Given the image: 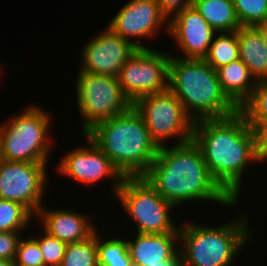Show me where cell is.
Segmentation results:
<instances>
[{
  "instance_id": "cell-7",
  "label": "cell",
  "mask_w": 267,
  "mask_h": 266,
  "mask_svg": "<svg viewBox=\"0 0 267 266\" xmlns=\"http://www.w3.org/2000/svg\"><path fill=\"white\" fill-rule=\"evenodd\" d=\"M116 196L137 224V233H179L180 224H173L170 217L176 207L160 196L143 176L124 177Z\"/></svg>"
},
{
  "instance_id": "cell-27",
  "label": "cell",
  "mask_w": 267,
  "mask_h": 266,
  "mask_svg": "<svg viewBox=\"0 0 267 266\" xmlns=\"http://www.w3.org/2000/svg\"><path fill=\"white\" fill-rule=\"evenodd\" d=\"M43 237L34 238L43 254L44 266H60L65 255L67 243L43 230Z\"/></svg>"
},
{
  "instance_id": "cell-18",
  "label": "cell",
  "mask_w": 267,
  "mask_h": 266,
  "mask_svg": "<svg viewBox=\"0 0 267 266\" xmlns=\"http://www.w3.org/2000/svg\"><path fill=\"white\" fill-rule=\"evenodd\" d=\"M216 72L223 93L239 109L257 84L249 68L238 59L219 67Z\"/></svg>"
},
{
  "instance_id": "cell-16",
  "label": "cell",
  "mask_w": 267,
  "mask_h": 266,
  "mask_svg": "<svg viewBox=\"0 0 267 266\" xmlns=\"http://www.w3.org/2000/svg\"><path fill=\"white\" fill-rule=\"evenodd\" d=\"M35 216L41 219L42 230L67 244L84 241L97 229L90 223L86 214L82 215L66 208L47 209L42 206Z\"/></svg>"
},
{
  "instance_id": "cell-21",
  "label": "cell",
  "mask_w": 267,
  "mask_h": 266,
  "mask_svg": "<svg viewBox=\"0 0 267 266\" xmlns=\"http://www.w3.org/2000/svg\"><path fill=\"white\" fill-rule=\"evenodd\" d=\"M218 34L216 38L214 35L208 54L204 58L214 70L239 59L237 30Z\"/></svg>"
},
{
  "instance_id": "cell-10",
  "label": "cell",
  "mask_w": 267,
  "mask_h": 266,
  "mask_svg": "<svg viewBox=\"0 0 267 266\" xmlns=\"http://www.w3.org/2000/svg\"><path fill=\"white\" fill-rule=\"evenodd\" d=\"M171 56L154 49H138L120 68L123 93L133 104L138 98L168 89Z\"/></svg>"
},
{
  "instance_id": "cell-2",
  "label": "cell",
  "mask_w": 267,
  "mask_h": 266,
  "mask_svg": "<svg viewBox=\"0 0 267 266\" xmlns=\"http://www.w3.org/2000/svg\"><path fill=\"white\" fill-rule=\"evenodd\" d=\"M143 177L175 207L192 200L211 201L229 207L237 204L211 176L201 150L193 140L173 148L167 145L159 147Z\"/></svg>"
},
{
  "instance_id": "cell-36",
  "label": "cell",
  "mask_w": 267,
  "mask_h": 266,
  "mask_svg": "<svg viewBox=\"0 0 267 266\" xmlns=\"http://www.w3.org/2000/svg\"><path fill=\"white\" fill-rule=\"evenodd\" d=\"M264 161H267V156L262 160L261 163H263Z\"/></svg>"
},
{
  "instance_id": "cell-9",
  "label": "cell",
  "mask_w": 267,
  "mask_h": 266,
  "mask_svg": "<svg viewBox=\"0 0 267 266\" xmlns=\"http://www.w3.org/2000/svg\"><path fill=\"white\" fill-rule=\"evenodd\" d=\"M132 106L143 118L158 147L165 146V141L170 138L178 137L175 145L192 140L194 122L169 89L138 98Z\"/></svg>"
},
{
  "instance_id": "cell-6",
  "label": "cell",
  "mask_w": 267,
  "mask_h": 266,
  "mask_svg": "<svg viewBox=\"0 0 267 266\" xmlns=\"http://www.w3.org/2000/svg\"><path fill=\"white\" fill-rule=\"evenodd\" d=\"M48 112L40 106H29L0 125V147L4 160L47 163L50 157Z\"/></svg>"
},
{
  "instance_id": "cell-4",
  "label": "cell",
  "mask_w": 267,
  "mask_h": 266,
  "mask_svg": "<svg viewBox=\"0 0 267 266\" xmlns=\"http://www.w3.org/2000/svg\"><path fill=\"white\" fill-rule=\"evenodd\" d=\"M168 89L179 99L193 122L226 118L239 111L223 93L216 70L204 59L171 55Z\"/></svg>"
},
{
  "instance_id": "cell-3",
  "label": "cell",
  "mask_w": 267,
  "mask_h": 266,
  "mask_svg": "<svg viewBox=\"0 0 267 266\" xmlns=\"http://www.w3.org/2000/svg\"><path fill=\"white\" fill-rule=\"evenodd\" d=\"M85 135L110 158L124 177L143 176L159 149L133 106L122 114L98 122Z\"/></svg>"
},
{
  "instance_id": "cell-17",
  "label": "cell",
  "mask_w": 267,
  "mask_h": 266,
  "mask_svg": "<svg viewBox=\"0 0 267 266\" xmlns=\"http://www.w3.org/2000/svg\"><path fill=\"white\" fill-rule=\"evenodd\" d=\"M178 242L179 233H136L134 240H127V246L133 266H149L174 259L180 253Z\"/></svg>"
},
{
  "instance_id": "cell-34",
  "label": "cell",
  "mask_w": 267,
  "mask_h": 266,
  "mask_svg": "<svg viewBox=\"0 0 267 266\" xmlns=\"http://www.w3.org/2000/svg\"><path fill=\"white\" fill-rule=\"evenodd\" d=\"M0 266H15V260L0 259Z\"/></svg>"
},
{
  "instance_id": "cell-24",
  "label": "cell",
  "mask_w": 267,
  "mask_h": 266,
  "mask_svg": "<svg viewBox=\"0 0 267 266\" xmlns=\"http://www.w3.org/2000/svg\"><path fill=\"white\" fill-rule=\"evenodd\" d=\"M60 266H98L97 230L84 241L67 244Z\"/></svg>"
},
{
  "instance_id": "cell-31",
  "label": "cell",
  "mask_w": 267,
  "mask_h": 266,
  "mask_svg": "<svg viewBox=\"0 0 267 266\" xmlns=\"http://www.w3.org/2000/svg\"><path fill=\"white\" fill-rule=\"evenodd\" d=\"M160 10L169 19L171 15L181 11L187 7L192 6L193 0H156Z\"/></svg>"
},
{
  "instance_id": "cell-35",
  "label": "cell",
  "mask_w": 267,
  "mask_h": 266,
  "mask_svg": "<svg viewBox=\"0 0 267 266\" xmlns=\"http://www.w3.org/2000/svg\"><path fill=\"white\" fill-rule=\"evenodd\" d=\"M3 156H2V152H1V147H0V166H1V164H2V162H3Z\"/></svg>"
},
{
  "instance_id": "cell-20",
  "label": "cell",
  "mask_w": 267,
  "mask_h": 266,
  "mask_svg": "<svg viewBox=\"0 0 267 266\" xmlns=\"http://www.w3.org/2000/svg\"><path fill=\"white\" fill-rule=\"evenodd\" d=\"M192 7L216 33L233 32L241 27L232 0H193Z\"/></svg>"
},
{
  "instance_id": "cell-11",
  "label": "cell",
  "mask_w": 267,
  "mask_h": 266,
  "mask_svg": "<svg viewBox=\"0 0 267 266\" xmlns=\"http://www.w3.org/2000/svg\"><path fill=\"white\" fill-rule=\"evenodd\" d=\"M47 164L3 160L0 166V199L19 202L36 215L43 206Z\"/></svg>"
},
{
  "instance_id": "cell-13",
  "label": "cell",
  "mask_w": 267,
  "mask_h": 266,
  "mask_svg": "<svg viewBox=\"0 0 267 266\" xmlns=\"http://www.w3.org/2000/svg\"><path fill=\"white\" fill-rule=\"evenodd\" d=\"M167 21L169 19L160 10L156 0H130L119 9L107 27L132 42L138 49H149L148 46L135 41L134 37L139 38L141 42L142 38L156 36L157 29L163 25H167L168 32Z\"/></svg>"
},
{
  "instance_id": "cell-28",
  "label": "cell",
  "mask_w": 267,
  "mask_h": 266,
  "mask_svg": "<svg viewBox=\"0 0 267 266\" xmlns=\"http://www.w3.org/2000/svg\"><path fill=\"white\" fill-rule=\"evenodd\" d=\"M21 238L15 257V265L44 266L43 254L33 236Z\"/></svg>"
},
{
  "instance_id": "cell-5",
  "label": "cell",
  "mask_w": 267,
  "mask_h": 266,
  "mask_svg": "<svg viewBox=\"0 0 267 266\" xmlns=\"http://www.w3.org/2000/svg\"><path fill=\"white\" fill-rule=\"evenodd\" d=\"M231 221V222H230ZM217 226H201L190 221L179 227L182 266H231L236 254L252 239L247 218L239 215ZM235 257V258H234Z\"/></svg>"
},
{
  "instance_id": "cell-14",
  "label": "cell",
  "mask_w": 267,
  "mask_h": 266,
  "mask_svg": "<svg viewBox=\"0 0 267 266\" xmlns=\"http://www.w3.org/2000/svg\"><path fill=\"white\" fill-rule=\"evenodd\" d=\"M137 50L132 42L107 27L83 46L80 71L118 77L120 68Z\"/></svg>"
},
{
  "instance_id": "cell-12",
  "label": "cell",
  "mask_w": 267,
  "mask_h": 266,
  "mask_svg": "<svg viewBox=\"0 0 267 266\" xmlns=\"http://www.w3.org/2000/svg\"><path fill=\"white\" fill-rule=\"evenodd\" d=\"M83 136L88 146L85 145L86 148L84 146L76 147L68 151L59 161V165L57 164L59 173L87 185L110 177L112 181L115 180L113 191L116 195L124 176L96 144L85 134Z\"/></svg>"
},
{
  "instance_id": "cell-8",
  "label": "cell",
  "mask_w": 267,
  "mask_h": 266,
  "mask_svg": "<svg viewBox=\"0 0 267 266\" xmlns=\"http://www.w3.org/2000/svg\"><path fill=\"white\" fill-rule=\"evenodd\" d=\"M76 103L85 134L100 121L126 112L132 103L123 93L118 77L79 71L76 76Z\"/></svg>"
},
{
  "instance_id": "cell-19",
  "label": "cell",
  "mask_w": 267,
  "mask_h": 266,
  "mask_svg": "<svg viewBox=\"0 0 267 266\" xmlns=\"http://www.w3.org/2000/svg\"><path fill=\"white\" fill-rule=\"evenodd\" d=\"M239 59L249 68L254 79L267 81V47L255 26L237 30Z\"/></svg>"
},
{
  "instance_id": "cell-30",
  "label": "cell",
  "mask_w": 267,
  "mask_h": 266,
  "mask_svg": "<svg viewBox=\"0 0 267 266\" xmlns=\"http://www.w3.org/2000/svg\"><path fill=\"white\" fill-rule=\"evenodd\" d=\"M255 137V152L259 162L267 156V121L263 123H248Z\"/></svg>"
},
{
  "instance_id": "cell-1",
  "label": "cell",
  "mask_w": 267,
  "mask_h": 266,
  "mask_svg": "<svg viewBox=\"0 0 267 266\" xmlns=\"http://www.w3.org/2000/svg\"><path fill=\"white\" fill-rule=\"evenodd\" d=\"M192 140L211 176L238 202L247 164L259 162L254 133L245 117L238 111L226 118L195 121Z\"/></svg>"
},
{
  "instance_id": "cell-33",
  "label": "cell",
  "mask_w": 267,
  "mask_h": 266,
  "mask_svg": "<svg viewBox=\"0 0 267 266\" xmlns=\"http://www.w3.org/2000/svg\"><path fill=\"white\" fill-rule=\"evenodd\" d=\"M267 47V19L255 25Z\"/></svg>"
},
{
  "instance_id": "cell-25",
  "label": "cell",
  "mask_w": 267,
  "mask_h": 266,
  "mask_svg": "<svg viewBox=\"0 0 267 266\" xmlns=\"http://www.w3.org/2000/svg\"><path fill=\"white\" fill-rule=\"evenodd\" d=\"M248 123L267 121V81H258L248 100L239 108Z\"/></svg>"
},
{
  "instance_id": "cell-15",
  "label": "cell",
  "mask_w": 267,
  "mask_h": 266,
  "mask_svg": "<svg viewBox=\"0 0 267 266\" xmlns=\"http://www.w3.org/2000/svg\"><path fill=\"white\" fill-rule=\"evenodd\" d=\"M174 38L185 55L181 58L204 59L216 31L192 7L176 12L169 18L168 35Z\"/></svg>"
},
{
  "instance_id": "cell-22",
  "label": "cell",
  "mask_w": 267,
  "mask_h": 266,
  "mask_svg": "<svg viewBox=\"0 0 267 266\" xmlns=\"http://www.w3.org/2000/svg\"><path fill=\"white\" fill-rule=\"evenodd\" d=\"M98 232L97 230L98 266H133L125 239L113 237L104 241Z\"/></svg>"
},
{
  "instance_id": "cell-32",
  "label": "cell",
  "mask_w": 267,
  "mask_h": 266,
  "mask_svg": "<svg viewBox=\"0 0 267 266\" xmlns=\"http://www.w3.org/2000/svg\"><path fill=\"white\" fill-rule=\"evenodd\" d=\"M149 266H182V257L179 253L174 259H167L162 261V264H155Z\"/></svg>"
},
{
  "instance_id": "cell-26",
  "label": "cell",
  "mask_w": 267,
  "mask_h": 266,
  "mask_svg": "<svg viewBox=\"0 0 267 266\" xmlns=\"http://www.w3.org/2000/svg\"><path fill=\"white\" fill-rule=\"evenodd\" d=\"M241 26H255L267 19V0H232Z\"/></svg>"
},
{
  "instance_id": "cell-23",
  "label": "cell",
  "mask_w": 267,
  "mask_h": 266,
  "mask_svg": "<svg viewBox=\"0 0 267 266\" xmlns=\"http://www.w3.org/2000/svg\"><path fill=\"white\" fill-rule=\"evenodd\" d=\"M35 215L24 205L0 199V232H21Z\"/></svg>"
},
{
  "instance_id": "cell-29",
  "label": "cell",
  "mask_w": 267,
  "mask_h": 266,
  "mask_svg": "<svg viewBox=\"0 0 267 266\" xmlns=\"http://www.w3.org/2000/svg\"><path fill=\"white\" fill-rule=\"evenodd\" d=\"M23 232H0V259L15 260Z\"/></svg>"
}]
</instances>
